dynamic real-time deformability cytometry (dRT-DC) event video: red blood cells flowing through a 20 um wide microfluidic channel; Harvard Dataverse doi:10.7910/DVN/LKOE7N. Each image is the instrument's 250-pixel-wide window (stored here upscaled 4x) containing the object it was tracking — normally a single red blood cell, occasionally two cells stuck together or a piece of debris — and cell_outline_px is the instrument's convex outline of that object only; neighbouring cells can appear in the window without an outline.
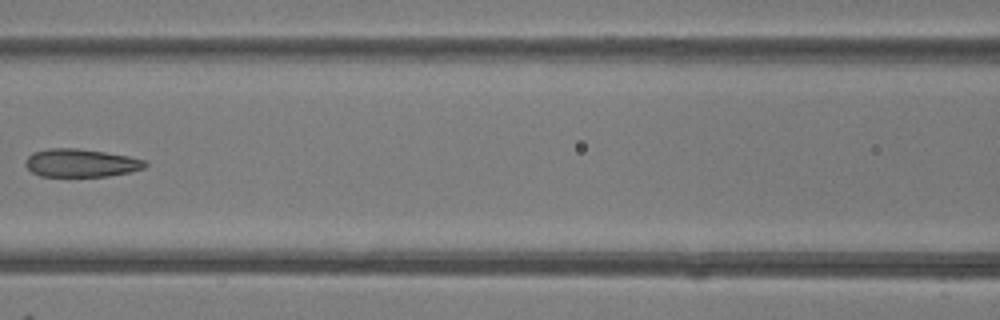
{"species": "common noctule bat (a hibernating species)", "species_latin": "Nyctalus noctula", "temperature_condition": "room temperature", "stored_images_in_passage": 7, "camera_frame_rate_fps": 3000, "um_per_image_px": 0.085, "animal": {"sex": "female"}, "frame": {"image": 1, "passage_image": 7, "time_ms": 7.0, "image_size_px": [1000, 320], "cell_outline_px": [[148, 164], [144, 168], [128, 172], [108, 176], [40, 176], [32, 172], [24, 164], [28, 156], [32, 152], [48, 148], [76, 148], [104, 152], [128, 156], [144, 160]], "centroid_in_image_um": [6.84, 13.85], "position_along_channel_um": 159.8, "area_um2": 19.48}}